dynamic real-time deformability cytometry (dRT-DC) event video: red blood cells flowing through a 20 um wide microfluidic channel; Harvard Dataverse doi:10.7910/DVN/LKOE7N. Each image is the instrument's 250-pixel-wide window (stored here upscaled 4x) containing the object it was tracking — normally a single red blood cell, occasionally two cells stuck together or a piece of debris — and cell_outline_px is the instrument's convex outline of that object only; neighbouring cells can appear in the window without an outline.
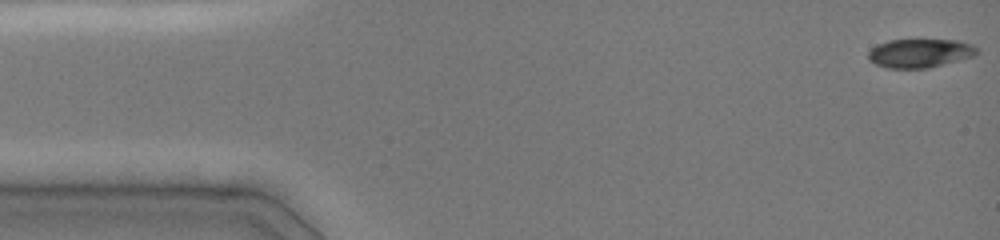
{"species": "common noctule bat (a hibernating species)", "species_latin": "Nyctalus noctula", "temperature_condition": "cold", "stored_images_in_passage": 47, "camera_frame_rate_fps": 3000, "um_per_image_px": 0.085, "animal": {"sex": "female", "body_mass_g": 19.0, "forearm_length_mm": 51.5}, "frame": {"image": 1, "passage_image": 1, "time_ms": 0.0, "image_size_px": [1000, 240], "cell_outline_px": [[980, 52], [972, 56], [928, 68], [888, 68], [876, 64], [868, 60], [868, 52], [872, 48], [888, 40], [960, 40], [972, 44], [980, 48]], "centroid_in_image_um": [78.22, 4.51], "position_along_channel_um": 6.8, "area_um2": 18.15}}
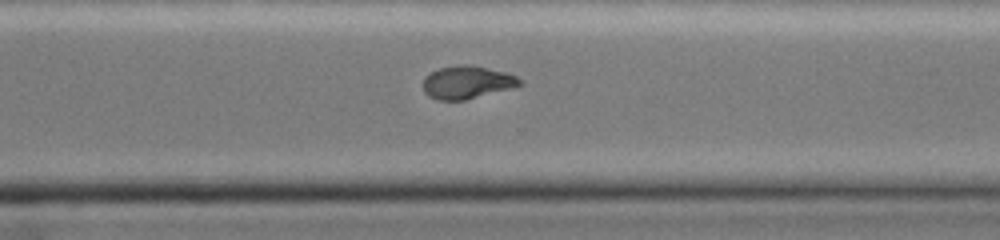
{"frame": {"image": 2, "passage_image": 34, "time_ms": 11.0, "image_size_px": [1000, 240], "cell_outline_px": [[520, 84], [512, 88], [464, 100], [440, 100], [428, 96], [424, 92], [424, 76], [440, 68], [460, 64], [472, 64], [504, 72], [516, 76], [520, 80]], "centroid_in_image_um": [39.67, 6.99], "position_along_channel_um": 330.9, "area_um2": 18.32}}
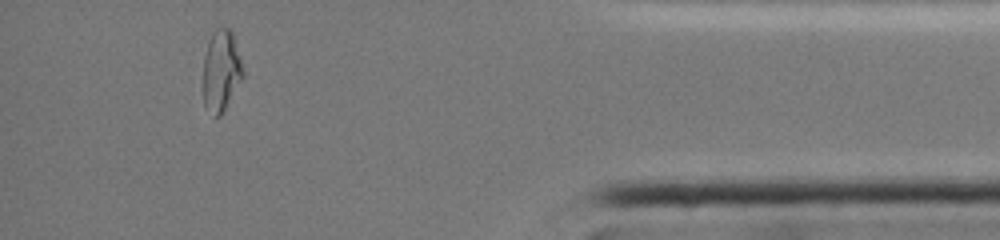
{"frame": {"image": 3, "passage_image": 43, "time_ms": 14.0, "image_size_px": [1000, 240], "cell_outline_px": [[244, 76], [220, 116], [216, 116], [204, 104], [200, 92], [200, 84], [204, 56], [208, 40], [212, 32], [220, 24], [228, 28], [232, 32], [244, 68]], "centroid_in_image_um": [18.75, 5.97], "position_along_channel_um": 416.5, "area_um2": 19.59}, "authors_computed_cell_mechanics": {"area_um2": 19.4786, "velocity_mm_per_s": 4.0258, "shape_relaxation_time_tau1_ms": 6.8179, "shape_relaxation_time_tau2_ms": 3.4832, "deformation_change_tau1": 0.2369, "deformation_change_tau2": 0.0548}}